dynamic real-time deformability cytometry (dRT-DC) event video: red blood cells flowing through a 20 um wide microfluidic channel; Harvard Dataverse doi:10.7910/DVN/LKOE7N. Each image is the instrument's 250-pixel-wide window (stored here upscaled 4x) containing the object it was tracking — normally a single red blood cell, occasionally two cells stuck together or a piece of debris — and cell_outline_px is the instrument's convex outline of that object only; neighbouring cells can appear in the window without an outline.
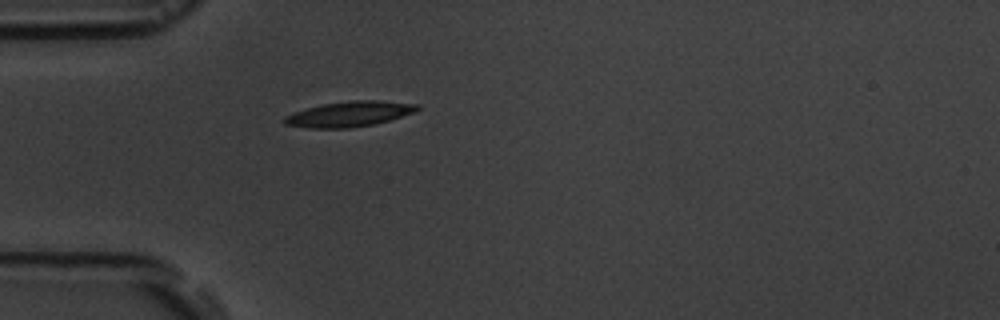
{"species": "common noctule bat (a hibernating species)", "species_latin": "Nyctalus noctula", "temperature_condition": "room temperature", "stored_images_in_passage": 1, "camera_frame_rate_fps": 3000, "um_per_image_px": 0.085, "animal": {"sex": "male", "body_mass_g": 19.5, "forearm_length_mm": 54.6}, "frame": {"image": 1, "passage_image": 1, "time_ms": 0.0, "image_size_px": [1000, 320], "cell_outline_px": [[420, 108], [416, 112], [388, 120], [372, 124], [348, 128], [308, 128], [284, 124], [284, 116], [308, 108], [324, 104], [352, 100], [376, 100], [420, 104]], "centroid_in_image_um": [29.73, 9.69], "position_along_channel_um": 55.3, "area_um2": 19.36}}